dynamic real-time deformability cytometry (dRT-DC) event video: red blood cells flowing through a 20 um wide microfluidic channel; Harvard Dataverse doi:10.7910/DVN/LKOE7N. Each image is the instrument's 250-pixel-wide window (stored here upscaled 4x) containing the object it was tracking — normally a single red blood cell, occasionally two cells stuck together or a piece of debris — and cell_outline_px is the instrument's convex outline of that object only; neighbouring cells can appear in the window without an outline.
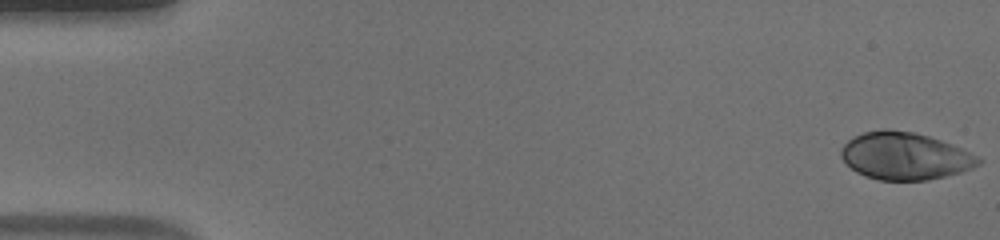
{"species": "human", "species_latin": "Homo sapiens", "temperature_condition": "warm", "stored_images_in_passage": 53, "camera_frame_rate_fps": 3000, "um_per_image_px": 0.085, "donor": {"sex": "male"}, "frame": {"image": 1, "passage_image": 1, "time_ms": 0.0, "image_size_px": [1000, 240], "cell_outline_px": [[984, 160], [980, 164], [972, 168], [960, 172], [928, 180], [880, 180], [864, 176], [856, 172], [840, 156], [840, 148], [848, 140], [864, 132], [884, 128], [888, 128], [912, 132], [928, 136], [940, 140], [960, 148]], "centroid_in_image_um": [76.89, 13.26], "position_along_channel_um": 8.1, "area_um2": 37.69}}
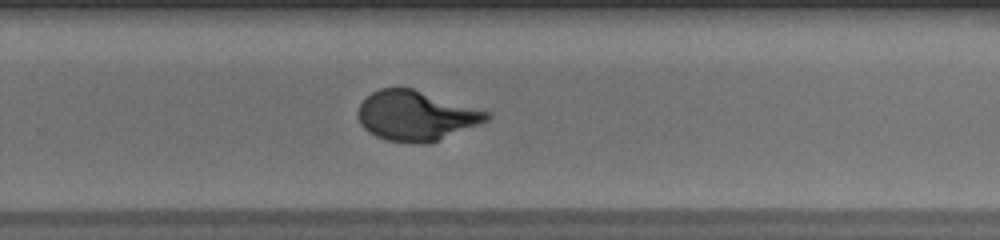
{"frame": {"image": 2, "passage_image": 35, "time_ms": 11.333, "image_size_px": [1000, 240], "cell_outline_px": [[492, 116], [488, 120], [480, 124], [436, 140], [424, 144], [384, 140], [368, 132], [360, 124], [356, 116], [356, 112], [360, 104], [372, 92], [380, 88], [412, 88], [492, 112]], "centroid_in_image_um": [35.35, 9.83], "position_along_channel_um": 294.5, "area_um2": 37.4}}
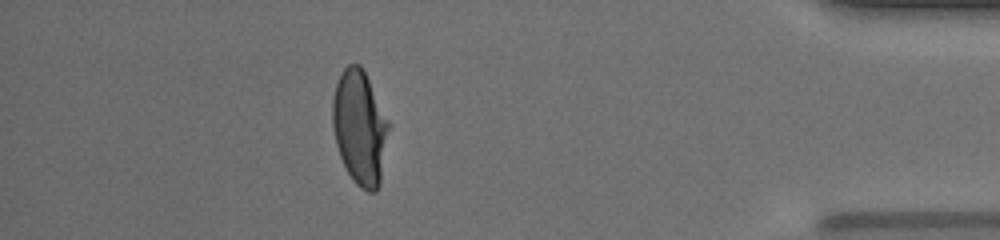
{"frame": {"image": 3, "passage_image": 47, "time_ms": 15.333, "image_size_px": [1000, 240], "cell_outline_px": [[392, 124], [380, 184], [376, 192], [368, 192], [360, 188], [352, 180], [340, 156], [336, 144], [332, 124], [332, 100], [336, 84], [344, 68], [348, 64], [360, 64]], "centroid_in_image_um": [30.62, 10.87], "position_along_channel_um": 404.6, "area_um2": 38.03}, "authors_computed_cell_mechanics": {"area_um2": 37.57, "velocity_mm_per_s": 3.8825, "shape_relaxation_time_tau1_ms": 6.0427, "shape_relaxation_time_tau2_ms": null, "deformation_change_tau1": 0.2632, "deformation_change_tau2": null}}